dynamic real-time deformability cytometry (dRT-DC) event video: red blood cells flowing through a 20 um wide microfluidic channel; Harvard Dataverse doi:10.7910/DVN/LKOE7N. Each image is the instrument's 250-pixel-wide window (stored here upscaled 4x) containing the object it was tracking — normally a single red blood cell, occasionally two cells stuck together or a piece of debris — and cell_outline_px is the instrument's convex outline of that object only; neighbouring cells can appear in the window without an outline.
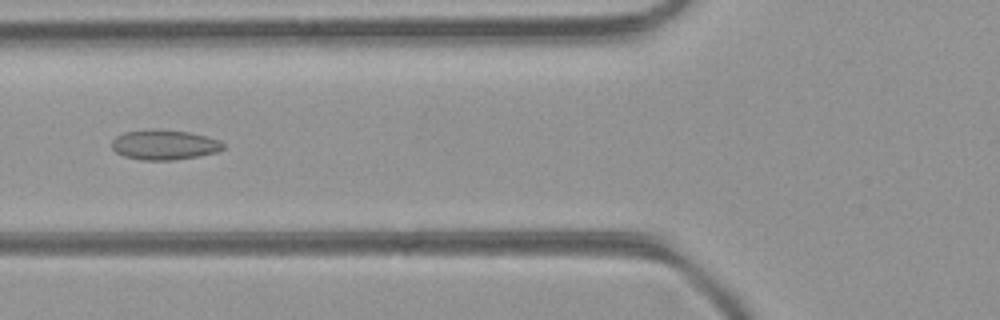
{"species": "common noctule bat (a hibernating species)", "species_latin": "Nyctalus noctula", "temperature_condition": "room temperature", "stored_images_in_passage": 46, "camera_frame_rate_fps": 3000, "um_per_image_px": 0.085, "animal": {"sex": "female", "body_mass_g": 21.9}, "frame": {"image": 1, "passage_image": 17, "time_ms": 5.333, "image_size_px": [1000, 320], "cell_outline_px": [[224, 148], [216, 152], [176, 160], [140, 160], [124, 156], [116, 152], [112, 148], [112, 140], [116, 136], [124, 132], [188, 132], [220, 140], [224, 144]], "centroid_in_image_um": [13.97, 12.36], "position_along_channel_um": 111.8, "area_um2": 18.55}}
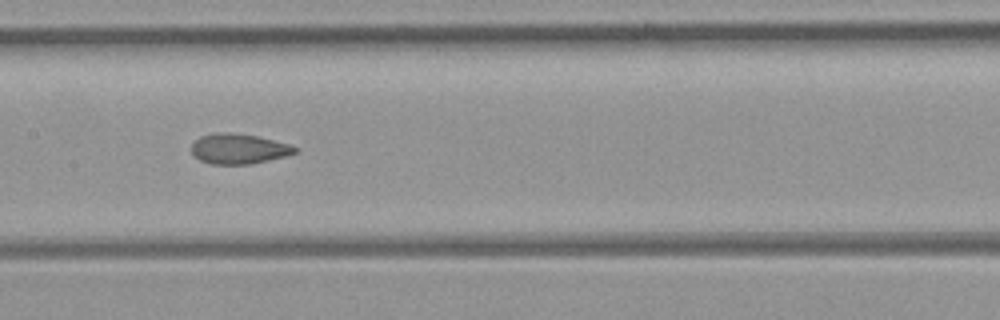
{"frame": {"image": 2, "passage_image": 22, "time_ms": 7.0, "image_size_px": [1000, 320], "cell_outline_px": [[296, 152], [284, 156], [252, 164], [212, 164], [200, 160], [192, 152], [192, 144], [200, 136], [216, 132], [228, 132], [256, 136], [288, 144], [296, 148]], "centroid_in_image_um": [20.25, 12.65], "position_along_channel_um": 187.2, "area_um2": 17.86}}
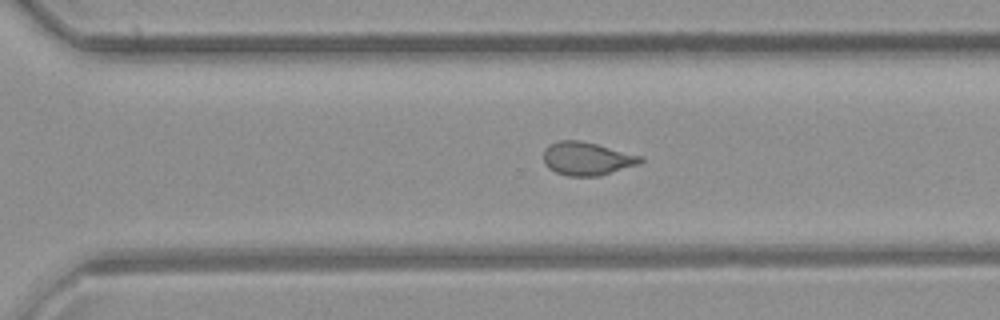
{"frame": {"image": 3, "passage_image": 31, "time_ms": 10.0, "image_size_px": [1000, 320], "cell_outline_px": [[644, 160], [640, 164], [600, 176], [568, 176], [556, 172], [548, 168], [544, 164], [544, 148], [560, 140], [580, 140], [644, 156]], "centroid_in_image_um": [49.92, 13.49], "position_along_channel_um": 320.7, "area_um2": 18.9}, "authors_computed_cell_mechanics": {"area_um2": 19.2185, "velocity_mm_per_s": 4.4709, "shape_relaxation_time_tau1_ms": 11.2629, "shape_relaxation_time_tau2_ms": 1.6689, "deformation_change_tau1": 0.2225, "deformation_change_tau2": 0.0574}}